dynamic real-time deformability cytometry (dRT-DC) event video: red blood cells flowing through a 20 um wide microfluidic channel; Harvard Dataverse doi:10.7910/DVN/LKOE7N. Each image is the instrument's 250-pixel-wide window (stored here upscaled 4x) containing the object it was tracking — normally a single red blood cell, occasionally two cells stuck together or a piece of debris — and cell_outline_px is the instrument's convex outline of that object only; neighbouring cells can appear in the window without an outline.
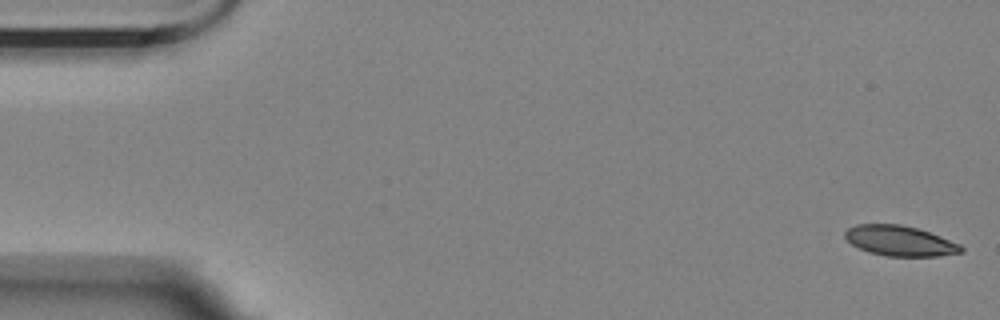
{"species": "Egyptian fruit bat (a non-hibernating species)", "species_latin": "Rousettus aegyptiacus", "temperature_condition": "room temperature", "stored_images_in_passage": 55, "camera_frame_rate_fps": 3000, "um_per_image_px": 0.085, "animal": {"sex": "female"}, "frame": {"image": 1, "passage_image": 1, "time_ms": 0.0, "image_size_px": [1000, 320], "cell_outline_px": [[964, 252], [940, 256], [884, 256], [868, 252], [852, 244], [844, 236], [844, 232], [848, 228], [856, 224], [900, 224], [916, 228], [940, 236], [960, 244], [964, 248]], "centroid_in_image_um": [76.49, 20.48], "position_along_channel_um": 8.5, "area_um2": 20.46}}
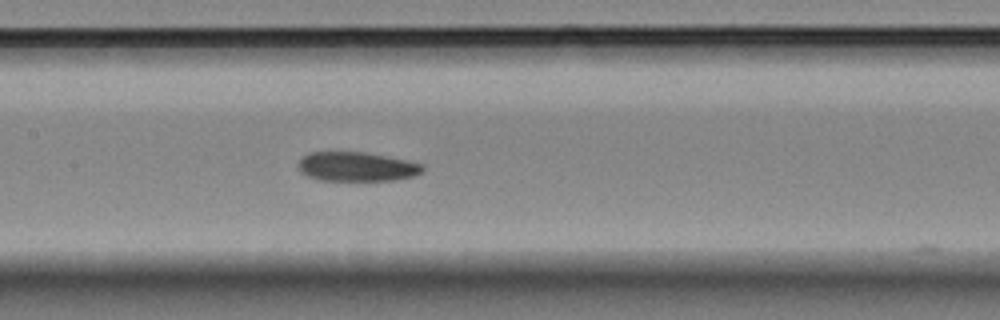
{"frame": {"image": 2, "passage_image": 26, "time_ms": 8.333, "image_size_px": [1000, 320], "cell_outline_px": [[424, 172], [412, 176], [396, 180], [320, 180], [308, 176], [300, 172], [296, 164], [308, 152], [364, 152], [408, 160], [424, 164]], "centroid_in_image_um": [30.33, 14.16], "position_along_channel_um": 177.1, "area_um2": 21.33}}
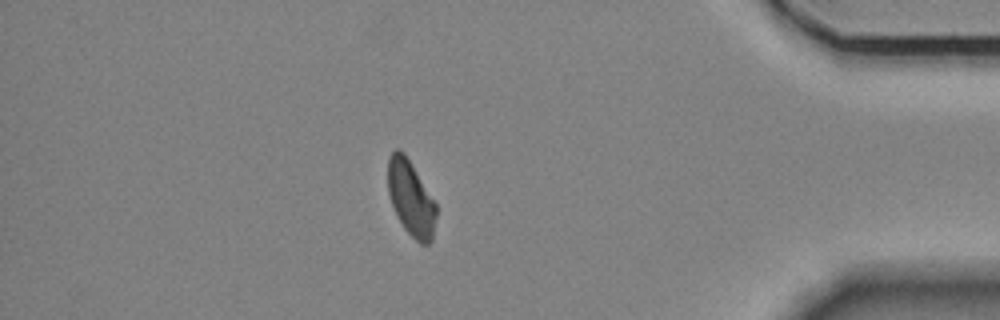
{"frame": {"image": 3, "passage_image": 48, "time_ms": 15.667, "image_size_px": [1000, 320], "cell_outline_px": [[436, 216], [432, 240], [428, 244], [420, 244], [404, 228], [392, 204], [388, 192], [388, 156], [396, 148], [400, 148], [404, 152], [436, 204]], "centroid_in_image_um": [34.92, 16.83], "position_along_channel_um": 400.3, "area_um2": 20.87}}